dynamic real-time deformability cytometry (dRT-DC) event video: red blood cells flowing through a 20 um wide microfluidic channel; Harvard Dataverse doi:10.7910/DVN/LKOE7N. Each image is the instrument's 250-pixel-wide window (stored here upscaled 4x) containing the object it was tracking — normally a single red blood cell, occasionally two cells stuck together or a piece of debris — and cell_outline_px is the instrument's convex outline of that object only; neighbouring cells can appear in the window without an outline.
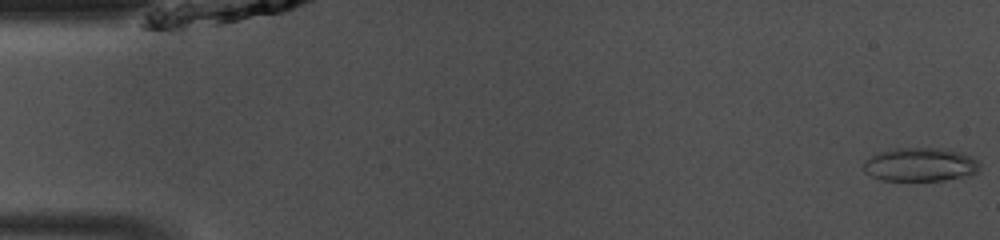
{"species": "common noctule bat (a hibernating species)", "species_latin": "Nyctalus noctula", "temperature_condition": "room temperature", "stored_images_in_passage": 43, "camera_frame_rate_fps": 3000, "um_per_image_px": 0.085, "animal": {"sex": "male", "body_mass_g": 13.0, "forearm_length_mm": 53.1}, "frame": {"image": 1, "passage_image": 1, "time_ms": 0.0, "image_size_px": [1000, 240], "cell_outline_px": [[980, 172], [972, 176], [944, 180], [880, 180], [864, 172], [864, 160], [880, 152], [896, 148], [944, 148], [960, 152], [972, 156], [980, 160]], "centroid_in_image_um": [78.31, 13.99], "position_along_channel_um": 6.7, "area_um2": 23.12}}
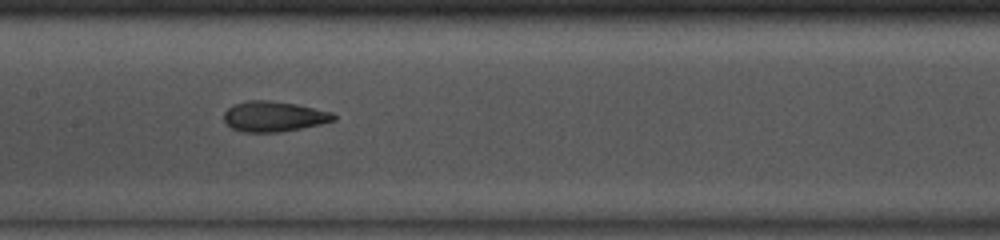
{"frame": {"image": 2, "passage_image": 23, "time_ms": 7.333, "image_size_px": [1000, 240], "cell_outline_px": [[336, 120], [320, 124], [300, 128], [276, 132], [244, 132], [232, 128], [224, 120], [224, 112], [232, 104], [248, 100], [272, 100], [296, 104], [332, 112], [336, 116]], "centroid_in_image_um": [23.26, 9.88], "position_along_channel_um": 184.1, "area_um2": 19.36}}
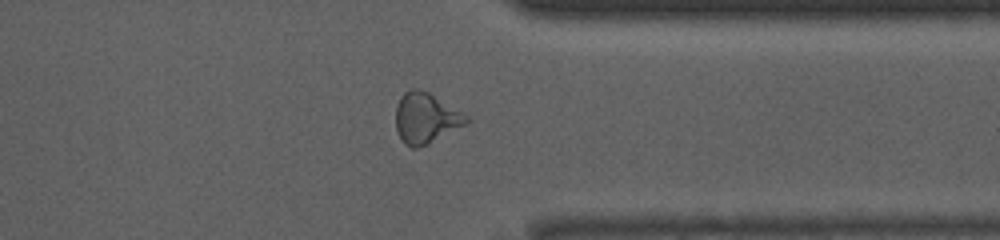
{"frame": {"image": 3, "passage_image": 37, "time_ms": 12.0, "image_size_px": [1000, 240], "cell_outline_px": [[468, 124], [416, 148], [412, 148], [404, 144], [396, 128], [396, 108], [400, 96], [408, 88], [416, 88], [428, 92], [468, 116]], "centroid_in_image_um": [36.17, 10.02], "position_along_channel_um": 375.2, "area_um2": 20.46}}